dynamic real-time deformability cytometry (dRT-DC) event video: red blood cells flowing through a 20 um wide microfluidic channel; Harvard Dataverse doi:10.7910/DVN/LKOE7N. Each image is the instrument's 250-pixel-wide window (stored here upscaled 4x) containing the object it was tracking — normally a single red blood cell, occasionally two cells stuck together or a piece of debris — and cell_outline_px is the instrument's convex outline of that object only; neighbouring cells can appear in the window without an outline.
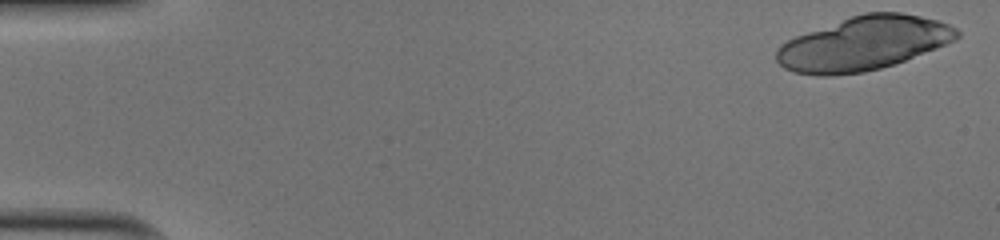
{"species": "human", "species_latin": "Homo sapiens", "temperature_condition": "cold", "stored_images_in_passage": 18, "camera_frame_rate_fps": 3000, "um_per_image_px": 0.085, "donor": {"sex": "male"}, "frame": {"image": 1, "passage_image": 1, "time_ms": 0.0, "image_size_px": [1000, 240], "cell_outline_px": [[960, 36], [956, 40], [936, 48], [904, 60], [880, 68], [864, 72], [832, 76], [820, 76], [796, 72], [784, 68], [776, 60], [776, 52], [780, 44], [796, 36], [852, 16], [864, 12], [900, 12], [920, 16], [936, 20], [948, 24], [956, 28], [960, 32]], "centroid_in_image_um": [73.4, 3.7], "position_along_channel_um": 11.6, "area_um2": 56.18}}